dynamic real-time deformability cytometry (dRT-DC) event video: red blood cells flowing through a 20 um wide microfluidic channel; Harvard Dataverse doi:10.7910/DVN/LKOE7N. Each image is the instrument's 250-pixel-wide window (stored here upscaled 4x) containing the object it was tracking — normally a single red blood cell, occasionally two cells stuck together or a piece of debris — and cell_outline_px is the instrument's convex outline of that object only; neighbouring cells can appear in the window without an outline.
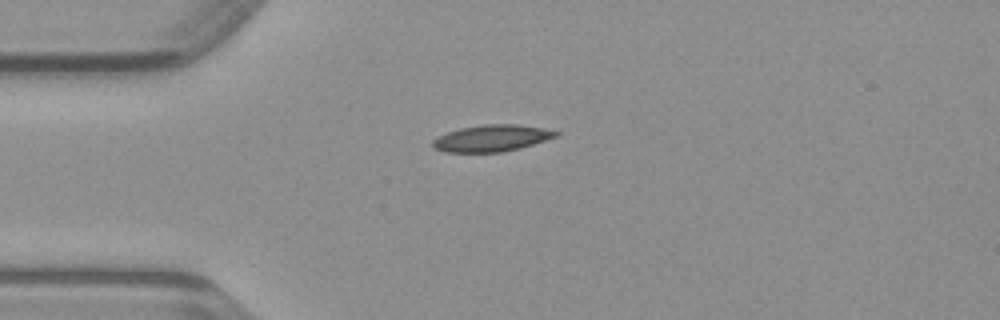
{"species": "common noctule bat (a hibernating species)", "species_latin": "Nyctalus noctula", "temperature_condition": "warm", "stored_images_in_passage": 37, "camera_frame_rate_fps": 3000, "um_per_image_px": 0.085, "animal": {"sex": "male", "body_mass_g": 23.1, "forearm_length_mm": 52.7}, "frame": {"image": 1, "passage_image": 1, "time_ms": 0.0, "image_size_px": [1000, 320], "cell_outline_px": [[560, 136], [520, 148], [500, 152], [448, 152], [436, 148], [432, 144], [432, 140], [436, 136], [460, 128], [484, 124], [516, 124], [544, 128], [560, 132]], "centroid_in_image_um": [41.83, 11.74], "position_along_channel_um": 43.2, "area_um2": 19.13}}
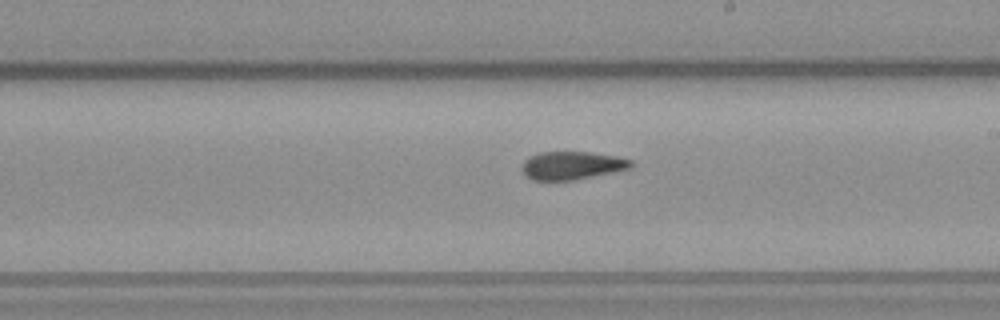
{"frame": {"image": 2, "passage_image": 16, "time_ms": 5.0, "image_size_px": [1000, 320], "cell_outline_px": [[632, 164], [628, 168], [612, 172], [572, 180], [532, 180], [524, 176], [520, 168], [524, 160], [528, 156], [540, 152], [588, 152], [616, 156], [632, 160]], "centroid_in_image_um": [48.52, 14.06], "position_along_channel_um": 240.5, "area_um2": 17.8}}
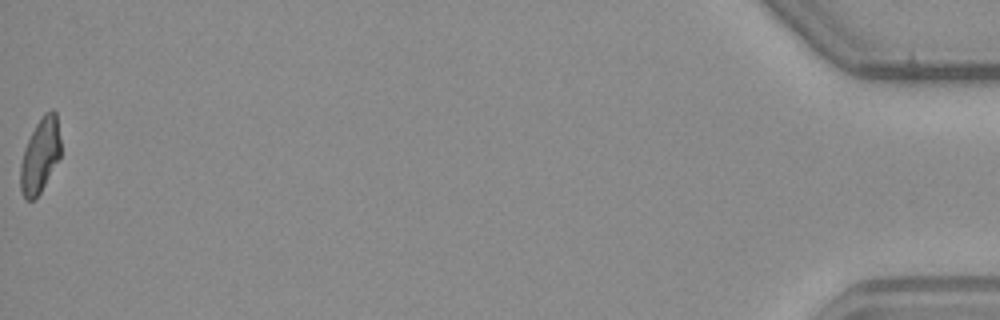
{"frame": {"image": 3, "passage_image": 37, "time_ms": 12.0, "image_size_px": [1000, 320], "cell_outline_px": [[60, 156], [36, 200], [24, 200], [20, 188], [20, 164], [24, 148], [36, 124], [44, 112], [52, 108], [56, 112], [60, 140]], "centroid_in_image_um": [3.39, 13.23], "position_along_channel_um": 431.8, "area_um2": 17.51}}